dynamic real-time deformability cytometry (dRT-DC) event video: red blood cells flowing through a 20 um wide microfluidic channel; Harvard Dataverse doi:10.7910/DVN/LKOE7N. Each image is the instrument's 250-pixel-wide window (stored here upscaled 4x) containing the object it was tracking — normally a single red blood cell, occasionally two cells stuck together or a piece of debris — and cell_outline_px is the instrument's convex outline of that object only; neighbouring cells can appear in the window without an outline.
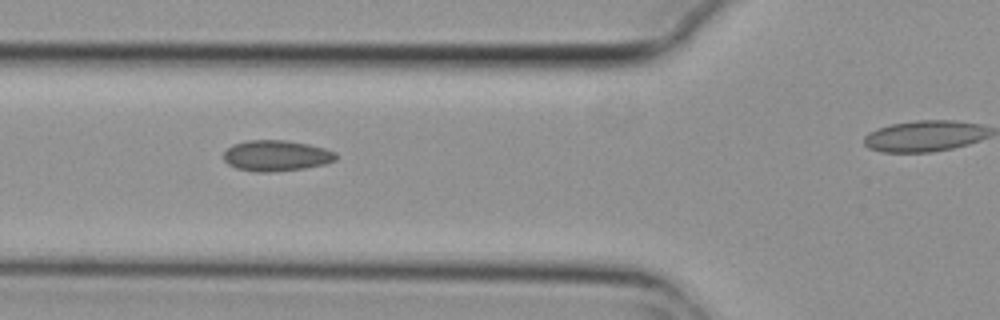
{"species": "common noctule bat (a hibernating species)", "species_latin": "Nyctalus noctula", "temperature_condition": "cold", "stored_images_in_passage": 6, "camera_frame_rate_fps": 3000, "um_per_image_px": 0.085, "animal": {"sex": "female", "body_mass_g": 29.2, "forearm_length_mm": 56.3}, "frame": {"image": 1, "passage_image": 2, "time_ms": 0.333, "image_size_px": [1000, 320], "cell_outline_px": [[336, 160], [324, 164], [304, 168], [272, 172], [256, 172], [236, 168], [228, 164], [224, 160], [224, 152], [232, 144], [248, 140], [284, 140], [308, 144], [324, 148], [336, 152]], "centroid_in_image_um": [23.47, 13.23], "position_along_channel_um": 102.3, "area_um2": 20.17}}
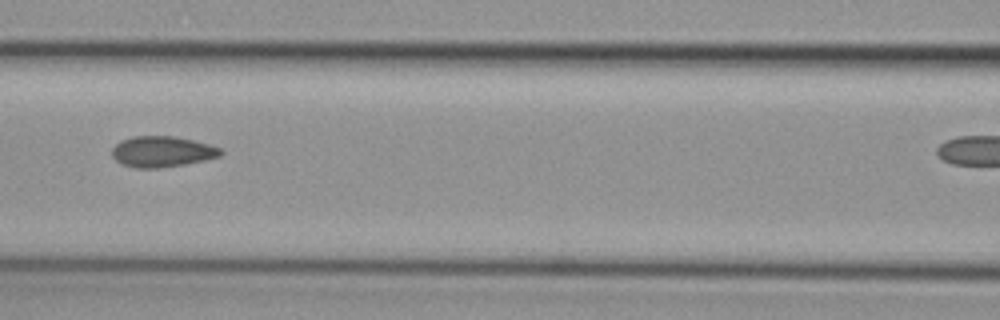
{"frame": {"image": 2, "passage_image": 3, "time_ms": 0.667, "image_size_px": [1000, 320], "cell_outline_px": [[224, 152], [220, 156], [204, 160], [184, 164], [156, 168], [136, 168], [124, 164], [116, 160], [112, 156], [112, 148], [120, 140], [132, 136], [176, 136], [208, 144], [220, 148]], "centroid_in_image_um": [13.77, 12.88], "position_along_channel_um": 152.8, "area_um2": 19.42}}